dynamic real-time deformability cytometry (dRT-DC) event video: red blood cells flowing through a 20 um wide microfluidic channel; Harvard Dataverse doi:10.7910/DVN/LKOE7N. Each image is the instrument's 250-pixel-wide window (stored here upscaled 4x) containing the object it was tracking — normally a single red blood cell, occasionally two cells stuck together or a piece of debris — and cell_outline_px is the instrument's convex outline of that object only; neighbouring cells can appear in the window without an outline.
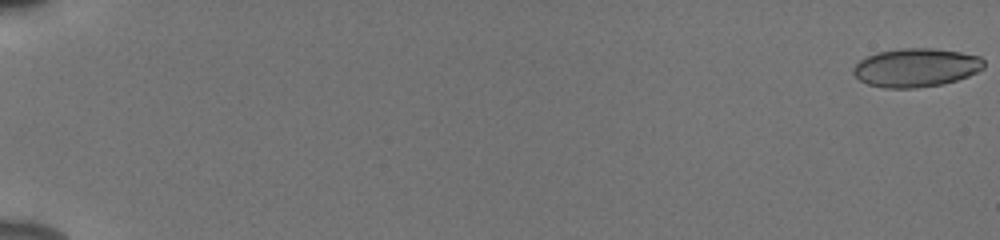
{"species": "human", "species_latin": "Homo sapiens", "temperature_condition": "cold", "stored_images_in_passage": 56, "camera_frame_rate_fps": 3000, "um_per_image_px": 0.085, "donor": {"sex": "male"}, "frame": {"image": 1, "passage_image": 1, "time_ms": 0.0, "image_size_px": [1000, 240], "cell_outline_px": [[984, 68], [968, 76], [944, 84], [916, 88], [884, 88], [868, 84], [860, 80], [852, 72], [852, 68], [860, 60], [876, 52], [900, 48], [932, 48], [960, 52], [980, 56], [984, 60]], "centroid_in_image_um": [77.86, 5.74], "position_along_channel_um": 7.1, "area_um2": 29.48}}
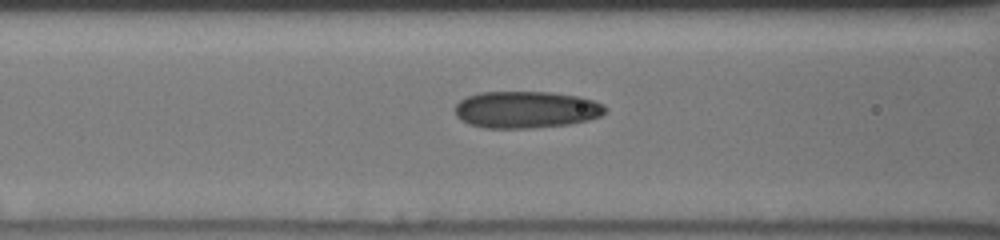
{"frame": {"image": 2, "passage_image": 26, "time_ms": 8.333, "image_size_px": [1000, 240], "cell_outline_px": [[608, 112], [600, 116], [588, 120], [568, 124], [528, 128], [484, 128], [468, 124], [460, 120], [456, 116], [456, 104], [460, 100], [468, 96], [480, 92], [552, 92], [580, 96], [604, 104]], "centroid_in_image_um": [44.73, 9.32], "position_along_channel_um": 121.9, "area_um2": 32.48}}
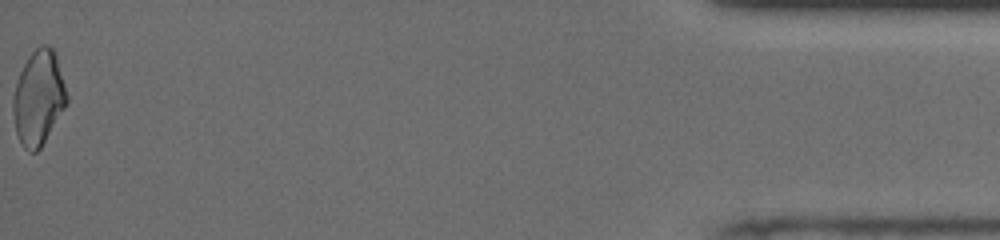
{"frame": {"image": 3, "passage_image": 56, "time_ms": 18.333, "image_size_px": [1000, 240], "cell_outline_px": [[68, 100], [64, 108], [40, 148], [36, 152], [28, 152], [20, 144], [16, 132], [12, 112], [12, 100], [16, 84], [20, 72], [28, 56], [40, 44], [48, 44], [52, 48], [56, 56], [68, 96]], "centroid_in_image_um": [3.25, 8.32], "position_along_channel_um": 431.9, "area_um2": 29.48}, "authors_computed_cell_mechanics": {"area_um2": 30.4317, "velocity_mm_per_s": 3.9055, "shape_relaxation_time_tau1_ms": 6.9945, "shape_relaxation_time_tau2_ms": 2.564, "deformation_change_tau1": 0.1696, "deformation_change_tau2": 0.1025}}